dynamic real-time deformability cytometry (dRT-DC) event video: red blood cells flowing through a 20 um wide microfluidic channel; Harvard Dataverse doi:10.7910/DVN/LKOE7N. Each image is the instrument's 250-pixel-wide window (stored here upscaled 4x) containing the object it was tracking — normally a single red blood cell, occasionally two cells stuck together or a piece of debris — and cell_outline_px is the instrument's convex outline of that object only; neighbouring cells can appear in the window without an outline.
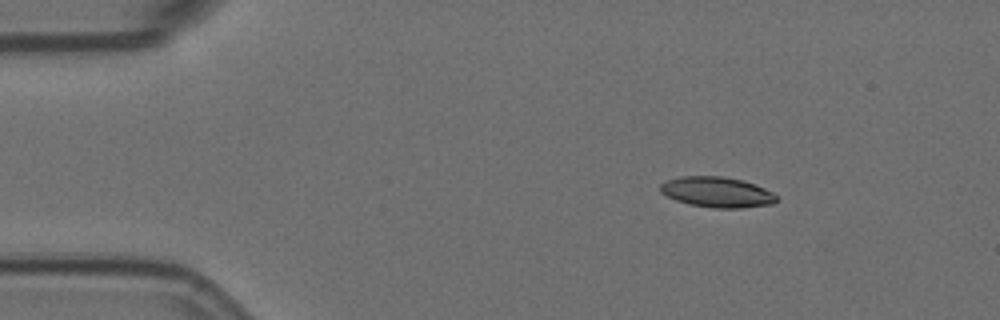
{"species": "Egyptian fruit bat (a non-hibernating species)", "species_latin": "Rousettus aegyptiacus", "temperature_condition": "room temperature", "stored_images_in_passage": 4, "camera_frame_rate_fps": 3000, "um_per_image_px": 0.085, "animal": {"sex": "female"}, "frame": {"image": 1, "passage_image": 2, "time_ms": 0.333, "image_size_px": [1000, 320], "cell_outline_px": [[776, 200], [772, 204], [740, 208], [712, 208], [692, 204], [676, 200], [660, 192], [660, 184], [668, 180], [680, 176], [720, 176], [744, 180], [756, 184], [772, 192], [776, 196]], "centroid_in_image_um": [60.95, 16.32], "position_along_channel_um": 24.1, "area_um2": 20.52}}